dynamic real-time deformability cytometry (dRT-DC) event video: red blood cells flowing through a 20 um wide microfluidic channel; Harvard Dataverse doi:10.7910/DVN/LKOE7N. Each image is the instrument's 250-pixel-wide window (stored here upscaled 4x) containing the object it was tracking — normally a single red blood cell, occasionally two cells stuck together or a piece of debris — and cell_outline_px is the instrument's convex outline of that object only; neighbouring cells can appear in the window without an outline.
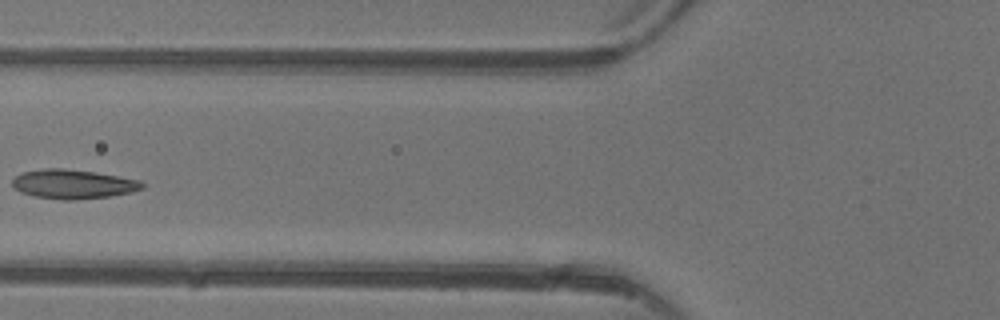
{"species": "common noctule bat (a hibernating species)", "species_latin": "Nyctalus noctula", "temperature_condition": "warm", "stored_images_in_passage": 5, "camera_frame_rate_fps": 3000, "um_per_image_px": 0.085, "animal": {"sex": "female"}, "frame": {"image": 1, "passage_image": 5, "time_ms": 4.667, "image_size_px": [1000, 320], "cell_outline_px": [[144, 188], [132, 192], [108, 196], [72, 200], [64, 200], [32, 196], [20, 192], [12, 184], [12, 180], [16, 176], [24, 172], [44, 168], [64, 168], [96, 172], [120, 176], [140, 180], [144, 184]], "centroid_in_image_um": [6.23, 15.64], "position_along_channel_um": 119.6, "area_um2": 22.14}}